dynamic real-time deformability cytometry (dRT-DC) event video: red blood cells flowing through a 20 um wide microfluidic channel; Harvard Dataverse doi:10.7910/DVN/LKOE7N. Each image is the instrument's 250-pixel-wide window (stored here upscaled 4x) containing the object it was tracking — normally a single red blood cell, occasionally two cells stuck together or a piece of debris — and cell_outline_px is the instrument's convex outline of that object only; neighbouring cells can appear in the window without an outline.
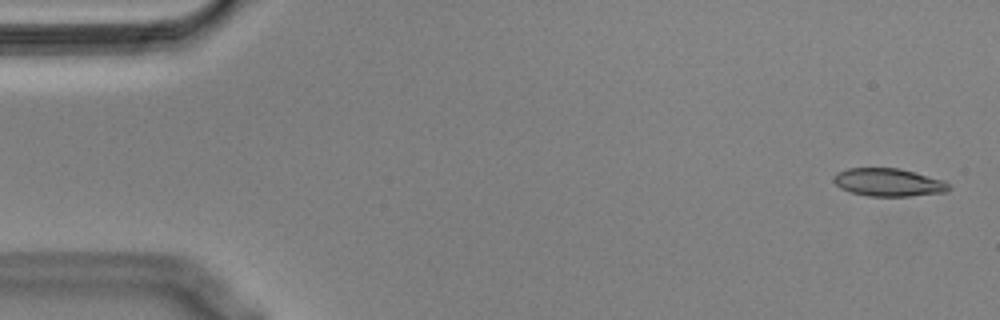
{"species": "Egyptian fruit bat (a non-hibernating species)", "species_latin": "Rousettus aegyptiacus", "temperature_condition": "cold", "stored_images_in_passage": 50, "camera_frame_rate_fps": 3000, "um_per_image_px": 0.085, "animal": {"sex": "male"}, "frame": {"image": 1, "passage_image": 2, "time_ms": 0.333, "image_size_px": [1000, 320], "cell_outline_px": [[952, 188], [948, 192], [912, 196], [868, 196], [852, 192], [840, 188], [832, 180], [832, 176], [836, 172], [848, 168], [900, 168], [944, 180]], "centroid_in_image_um": [75.53, 15.5], "position_along_channel_um": 9.5, "area_um2": 18.96}}
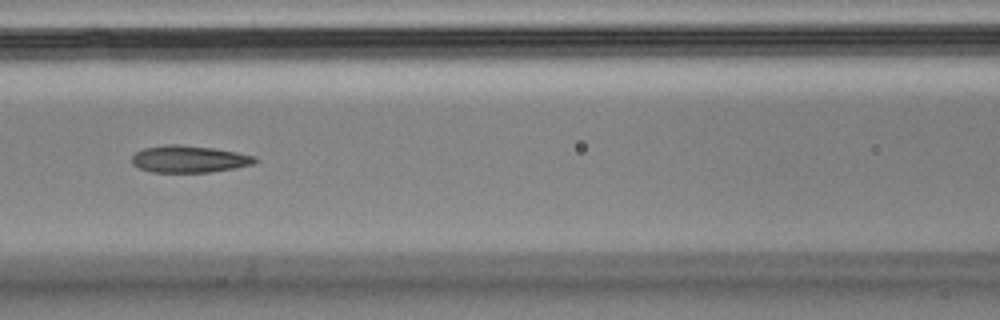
{"frame": {"image": 2, "passage_image": 24, "time_ms": 7.667, "image_size_px": [1000, 320], "cell_outline_px": [[260, 160], [252, 164], [236, 168], [208, 172], [152, 172], [140, 168], [132, 164], [132, 156], [136, 152], [144, 148], [164, 144], [180, 144], [212, 148], [236, 152], [256, 156]], "centroid_in_image_um": [16.08, 13.51], "position_along_channel_um": 150.5, "area_um2": 19.42}}
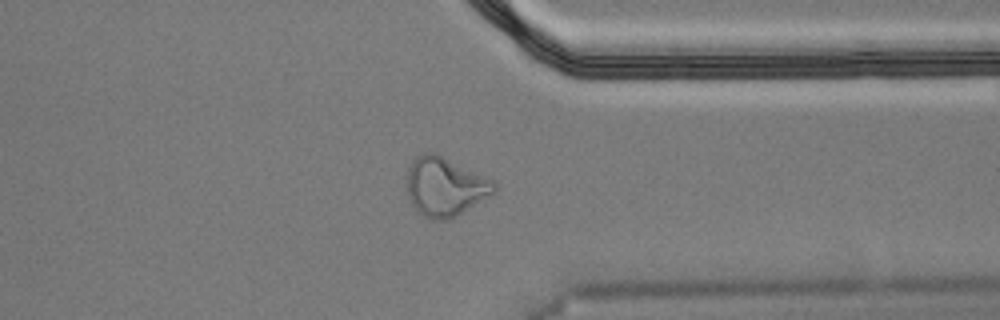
{"frame": {"image": 3, "passage_image": 43, "time_ms": 14.0, "image_size_px": [1000, 320], "cell_outline_px": [[496, 192], [456, 216], [448, 220], [432, 220], [424, 216], [412, 204], [408, 196], [408, 164], [416, 156], [424, 152], [436, 152], [496, 180]], "centroid_in_image_um": [37.86, 15.83], "position_along_channel_um": 373.5, "area_um2": 30.29}, "authors_computed_cell_mechanics": {"area_um2": 19.8543, "velocity_mm_per_s": 3.5744, "shape_relaxation_time_tau1_ms": null, "shape_relaxation_time_tau2_ms": 3.0272, "deformation_change_tau1": null, "deformation_change_tau2": 0.1205}}